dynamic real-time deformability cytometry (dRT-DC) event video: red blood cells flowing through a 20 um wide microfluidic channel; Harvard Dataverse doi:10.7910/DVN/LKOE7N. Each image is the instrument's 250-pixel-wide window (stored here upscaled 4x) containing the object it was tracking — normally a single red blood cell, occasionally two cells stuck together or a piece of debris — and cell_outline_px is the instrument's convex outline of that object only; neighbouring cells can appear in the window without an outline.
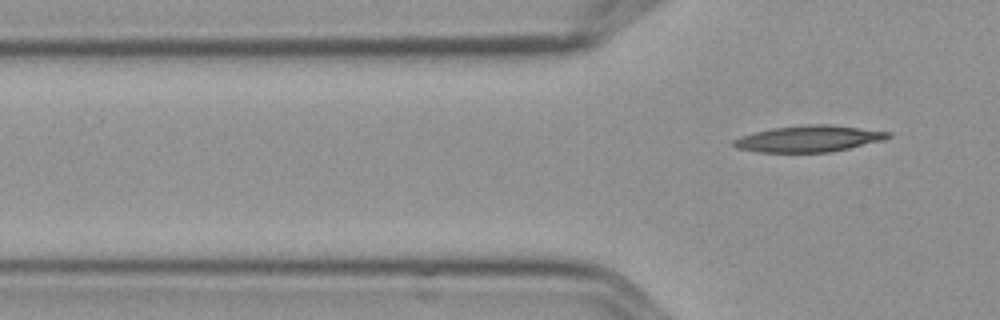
{"species": "Egyptian fruit bat (a non-hibernating species)", "species_latin": "Rousettus aegyptiacus", "temperature_condition": "cold", "stored_images_in_passage": 8, "segment_of_instrument_passage": [2, 2], "camera_frame_rate_fps": 3000, "um_per_image_px": 0.085, "frame": {"image": 1, "passage_image": 8, "time_ms": 2.333, "image_size_px": [1000, 320], "cell_outline_px": [[892, 136], [884, 140], [832, 152], [756, 152], [736, 148], [732, 144], [732, 140], [740, 136], [772, 128], [808, 124], [832, 124], [892, 132]], "centroid_in_image_um": [68.77, 11.79], "position_along_channel_um": 57.0, "area_um2": 23.93}}